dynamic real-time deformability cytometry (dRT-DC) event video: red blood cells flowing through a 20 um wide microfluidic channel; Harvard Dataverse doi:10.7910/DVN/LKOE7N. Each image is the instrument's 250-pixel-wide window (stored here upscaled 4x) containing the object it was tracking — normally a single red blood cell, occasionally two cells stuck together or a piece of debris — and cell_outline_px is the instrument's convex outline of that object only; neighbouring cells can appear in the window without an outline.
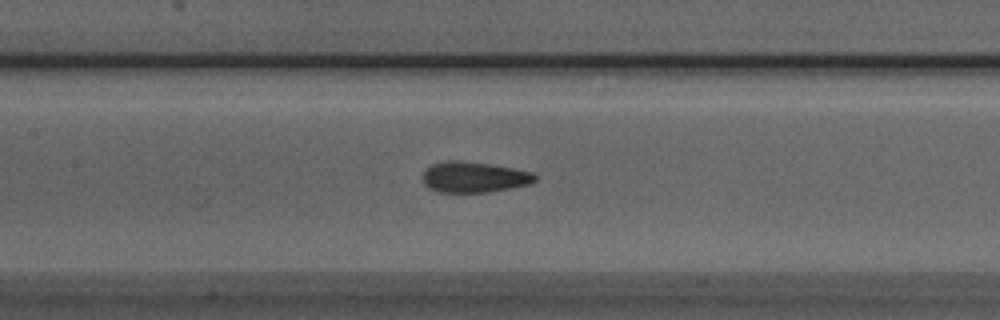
{"species": "Egyptian fruit bat (a non-hibernating species)", "species_latin": "Rousettus aegyptiacus", "temperature_condition": "room temperature", "stored_images_in_passage": 42, "camera_frame_rate_fps": 3000, "um_per_image_px": 0.085, "animal": {"sex": "male"}, "frame": {"image": 1, "passage_image": 19, "time_ms": 6.0, "image_size_px": [1000, 320], "cell_outline_px": [[536, 180], [528, 184], [488, 192], [440, 192], [428, 188], [424, 184], [424, 168], [432, 164], [444, 160], [460, 160], [488, 164], [512, 168], [532, 172], [536, 176]], "centroid_in_image_um": [40.24, 15.04], "position_along_channel_um": 167.2, "area_um2": 20.0}}
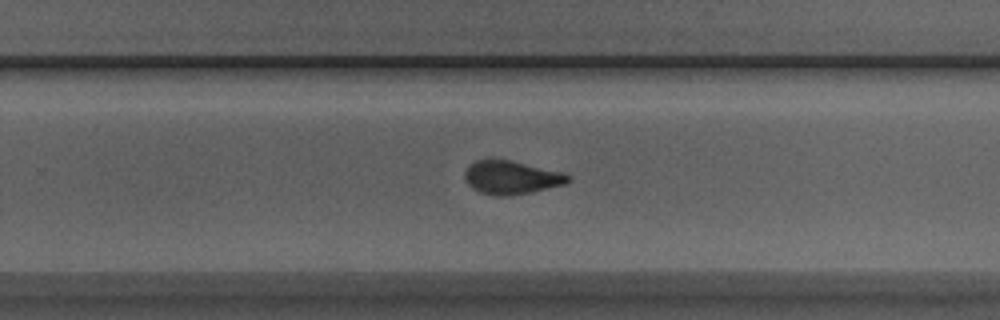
{"frame": {"image": 2, "passage_image": 28, "time_ms": 9.0, "image_size_px": [1000, 320], "cell_outline_px": [[572, 180], [564, 184], [532, 192], [508, 196], [500, 196], [480, 192], [472, 188], [468, 184], [464, 176], [464, 172], [468, 164], [476, 160], [508, 160], [564, 172], [572, 176]], "centroid_in_image_um": [43.48, 15.09], "position_along_channel_um": 286.3, "area_um2": 20.11}}
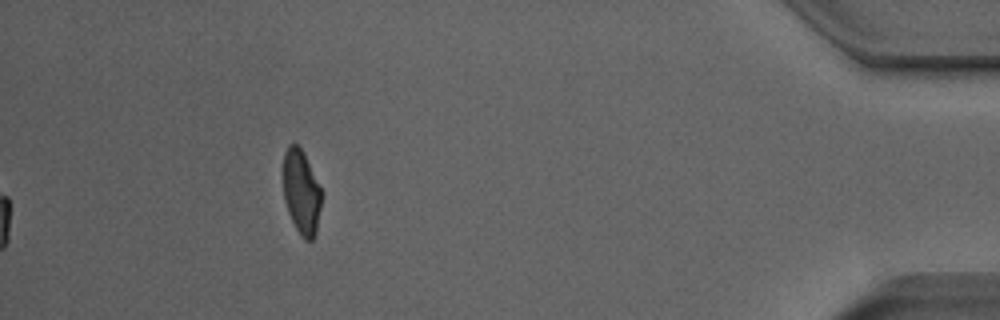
{"frame": {"image": 3, "passage_image": 42, "time_ms": 13.667, "image_size_px": [1000, 320], "cell_outline_px": [[324, 192], [316, 232], [312, 240], [304, 240], [300, 236], [288, 212], [284, 200], [284, 152], [288, 144], [296, 144], [304, 152]], "centroid_in_image_um": [25.65, 16.32], "position_along_channel_um": 409.5, "area_um2": 19.19}, "authors_computed_cell_mechanics": {"area_um2": 20.1433, "velocity_mm_per_s": 3.992, "shape_relaxation_time_tau1_ms": 5.2712, "shape_relaxation_time_tau2_ms": 1.3028, "deformation_change_tau1": 0.1595, "deformation_change_tau2": 0.0821}}